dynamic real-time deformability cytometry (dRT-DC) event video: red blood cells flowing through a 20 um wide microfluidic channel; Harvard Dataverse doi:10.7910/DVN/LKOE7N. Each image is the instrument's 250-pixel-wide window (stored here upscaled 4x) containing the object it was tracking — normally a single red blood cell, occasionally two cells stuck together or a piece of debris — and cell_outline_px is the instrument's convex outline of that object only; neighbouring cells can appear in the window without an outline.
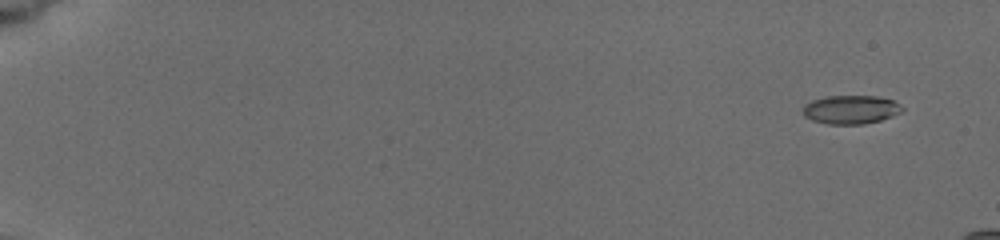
{"species": "common noctule bat (a hibernating species)", "species_latin": "Nyctalus noctula", "temperature_condition": "cold", "stored_images_in_passage": 7, "camera_frame_rate_fps": 3000, "um_per_image_px": 0.085, "animal": {"sex": "female", "body_mass_g": 19.5, "forearm_length_mm": 54.1}, "frame": {"image": 1, "passage_image": 1, "time_ms": 0.0, "image_size_px": [1000, 240], "cell_outline_px": [[904, 108], [900, 112], [892, 116], [880, 120], [864, 124], [828, 124], [812, 120], [804, 116], [804, 104], [812, 100], [828, 96], [876, 96], [892, 100], [900, 104]], "centroid_in_image_um": [72.32, 9.31], "position_along_channel_um": 12.7, "area_um2": 16.47}}